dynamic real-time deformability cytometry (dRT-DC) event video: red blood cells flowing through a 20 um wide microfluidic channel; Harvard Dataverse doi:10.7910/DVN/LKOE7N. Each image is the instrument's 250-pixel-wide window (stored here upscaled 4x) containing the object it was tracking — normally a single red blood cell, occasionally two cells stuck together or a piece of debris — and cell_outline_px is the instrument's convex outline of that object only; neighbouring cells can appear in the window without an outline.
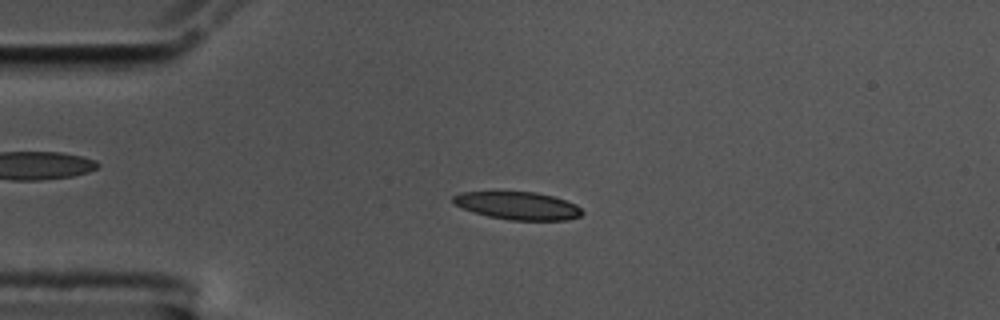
{"species": "common noctule bat (a hibernating species)", "species_latin": "Nyctalus noctula", "temperature_condition": "cold", "stored_images_in_passage": 56, "camera_frame_rate_fps": 3000, "um_per_image_px": 0.085, "animal": {"sex": "male", "body_mass_g": 17.5, "forearm_length_mm": 52.3}, "frame": {"image": 1, "passage_image": 13, "time_ms": 4.0, "image_size_px": [1000, 320], "cell_outline_px": [[584, 212], [580, 216], [568, 220], [512, 220], [488, 216], [472, 212], [456, 204], [452, 200], [452, 196], [460, 192], [536, 192], [552, 196], [576, 204]], "centroid_in_image_um": [44.03, 17.48], "position_along_channel_um": 41.0, "area_um2": 20.75}}
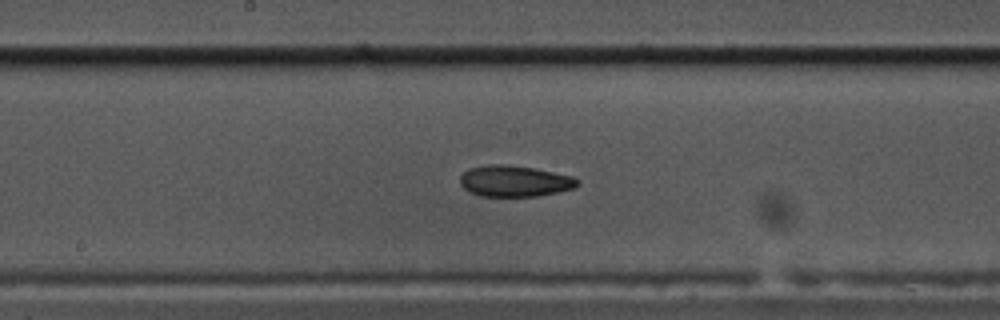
{"frame": {"image": 2, "passage_image": 29, "time_ms": 9.333, "image_size_px": [1000, 320], "cell_outline_px": [[580, 184], [576, 188], [540, 196], [480, 196], [468, 192], [460, 184], [460, 176], [468, 168], [488, 164], [504, 164], [532, 168], [572, 176], [580, 180]], "centroid_in_image_um": [43.74, 15.4], "position_along_channel_um": 204.5, "area_um2": 21.5}}
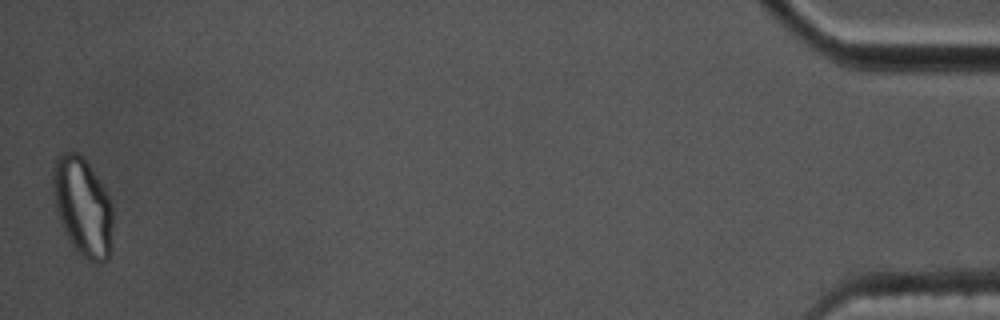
{"frame": {"image": 3, "passage_image": 56, "time_ms": 18.333, "image_size_px": [1000, 320], "cell_outline_px": [[112, 228], [108, 260], [100, 264], [96, 264], [88, 260], [72, 244], [60, 220], [56, 208], [52, 192], [52, 168], [56, 156], [60, 152], [76, 152], [88, 164], [100, 180], [112, 204]], "centroid_in_image_um": [7.02, 17.54], "position_along_channel_um": 428.2, "area_um2": 34.22}, "authors_computed_cell_mechanics": {"area_um2": 21.2704, "velocity_mm_per_s": 3.5182, "shape_relaxation_time_tau1_ms": null, "shape_relaxation_time_tau2_ms": 4.7071, "deformation_change_tau1": null, "deformation_change_tau2": 0.1099}}